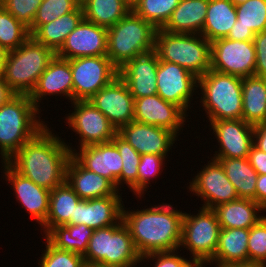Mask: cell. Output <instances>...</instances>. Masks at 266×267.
<instances>
[{"label":"cell","mask_w":266,"mask_h":267,"mask_svg":"<svg viewBox=\"0 0 266 267\" xmlns=\"http://www.w3.org/2000/svg\"><path fill=\"white\" fill-rule=\"evenodd\" d=\"M54 134L46 126L7 161L18 173L49 190L66 181L72 156L63 138Z\"/></svg>","instance_id":"cell-1"},{"label":"cell","mask_w":266,"mask_h":267,"mask_svg":"<svg viewBox=\"0 0 266 267\" xmlns=\"http://www.w3.org/2000/svg\"><path fill=\"white\" fill-rule=\"evenodd\" d=\"M125 209L124 205L123 222L141 257L149 253L179 249L184 212L169 203L150 205L136 211Z\"/></svg>","instance_id":"cell-2"},{"label":"cell","mask_w":266,"mask_h":267,"mask_svg":"<svg viewBox=\"0 0 266 267\" xmlns=\"http://www.w3.org/2000/svg\"><path fill=\"white\" fill-rule=\"evenodd\" d=\"M40 111L41 108L34 105L29 95H16L0 107V163L7 162L26 142L48 126L40 119Z\"/></svg>","instance_id":"cell-3"},{"label":"cell","mask_w":266,"mask_h":267,"mask_svg":"<svg viewBox=\"0 0 266 267\" xmlns=\"http://www.w3.org/2000/svg\"><path fill=\"white\" fill-rule=\"evenodd\" d=\"M154 50L159 60L178 64L197 78L211 69V42L201 34L157 29Z\"/></svg>","instance_id":"cell-4"},{"label":"cell","mask_w":266,"mask_h":267,"mask_svg":"<svg viewBox=\"0 0 266 267\" xmlns=\"http://www.w3.org/2000/svg\"><path fill=\"white\" fill-rule=\"evenodd\" d=\"M197 88L208 122L242 119V78L210 69L198 78Z\"/></svg>","instance_id":"cell-5"},{"label":"cell","mask_w":266,"mask_h":267,"mask_svg":"<svg viewBox=\"0 0 266 267\" xmlns=\"http://www.w3.org/2000/svg\"><path fill=\"white\" fill-rule=\"evenodd\" d=\"M157 29L132 10L108 28L106 56L119 69L134 57L153 51Z\"/></svg>","instance_id":"cell-6"},{"label":"cell","mask_w":266,"mask_h":267,"mask_svg":"<svg viewBox=\"0 0 266 267\" xmlns=\"http://www.w3.org/2000/svg\"><path fill=\"white\" fill-rule=\"evenodd\" d=\"M83 257L88 264L107 267H137V264H142L123 219L118 224L94 230Z\"/></svg>","instance_id":"cell-7"},{"label":"cell","mask_w":266,"mask_h":267,"mask_svg":"<svg viewBox=\"0 0 266 267\" xmlns=\"http://www.w3.org/2000/svg\"><path fill=\"white\" fill-rule=\"evenodd\" d=\"M55 55L30 36L20 47L8 52L3 73L6 83L17 95H30Z\"/></svg>","instance_id":"cell-8"},{"label":"cell","mask_w":266,"mask_h":267,"mask_svg":"<svg viewBox=\"0 0 266 267\" xmlns=\"http://www.w3.org/2000/svg\"><path fill=\"white\" fill-rule=\"evenodd\" d=\"M220 231L221 226L212 209L201 207L195 215L185 212L179 249L187 248L192 261L209 263L214 258Z\"/></svg>","instance_id":"cell-9"},{"label":"cell","mask_w":266,"mask_h":267,"mask_svg":"<svg viewBox=\"0 0 266 267\" xmlns=\"http://www.w3.org/2000/svg\"><path fill=\"white\" fill-rule=\"evenodd\" d=\"M73 101H88L118 76V68L106 56L70 59Z\"/></svg>","instance_id":"cell-10"},{"label":"cell","mask_w":266,"mask_h":267,"mask_svg":"<svg viewBox=\"0 0 266 267\" xmlns=\"http://www.w3.org/2000/svg\"><path fill=\"white\" fill-rule=\"evenodd\" d=\"M255 65L253 41L220 38L211 42V70L245 78L254 76Z\"/></svg>","instance_id":"cell-11"},{"label":"cell","mask_w":266,"mask_h":267,"mask_svg":"<svg viewBox=\"0 0 266 267\" xmlns=\"http://www.w3.org/2000/svg\"><path fill=\"white\" fill-rule=\"evenodd\" d=\"M72 113L65 118L69 128L78 134L79 148L106 143L111 141L117 134L116 128L107 117L88 101H73Z\"/></svg>","instance_id":"cell-12"},{"label":"cell","mask_w":266,"mask_h":267,"mask_svg":"<svg viewBox=\"0 0 266 267\" xmlns=\"http://www.w3.org/2000/svg\"><path fill=\"white\" fill-rule=\"evenodd\" d=\"M211 160V161H210ZM202 166L201 171L189 182V192L201 198L202 208L214 207L237 200L235 187L227 178L224 168L218 160L211 158Z\"/></svg>","instance_id":"cell-13"},{"label":"cell","mask_w":266,"mask_h":267,"mask_svg":"<svg viewBox=\"0 0 266 267\" xmlns=\"http://www.w3.org/2000/svg\"><path fill=\"white\" fill-rule=\"evenodd\" d=\"M156 77L157 94L162 99L179 106L185 113L193 108L190 104L193 95L198 93L197 77L178 64L161 60L158 63Z\"/></svg>","instance_id":"cell-14"},{"label":"cell","mask_w":266,"mask_h":267,"mask_svg":"<svg viewBox=\"0 0 266 267\" xmlns=\"http://www.w3.org/2000/svg\"><path fill=\"white\" fill-rule=\"evenodd\" d=\"M89 102L107 117L117 131L134 121V98L119 76L94 94Z\"/></svg>","instance_id":"cell-15"},{"label":"cell","mask_w":266,"mask_h":267,"mask_svg":"<svg viewBox=\"0 0 266 267\" xmlns=\"http://www.w3.org/2000/svg\"><path fill=\"white\" fill-rule=\"evenodd\" d=\"M218 151L211 158H248L253 145V125L243 119L210 121Z\"/></svg>","instance_id":"cell-16"},{"label":"cell","mask_w":266,"mask_h":267,"mask_svg":"<svg viewBox=\"0 0 266 267\" xmlns=\"http://www.w3.org/2000/svg\"><path fill=\"white\" fill-rule=\"evenodd\" d=\"M187 116L179 106L158 94L134 99V121L167 129L176 136L182 132Z\"/></svg>","instance_id":"cell-17"},{"label":"cell","mask_w":266,"mask_h":267,"mask_svg":"<svg viewBox=\"0 0 266 267\" xmlns=\"http://www.w3.org/2000/svg\"><path fill=\"white\" fill-rule=\"evenodd\" d=\"M72 156L87 170L109 179L118 190L121 187L122 157L112 141L87 145L77 149L67 145Z\"/></svg>","instance_id":"cell-18"},{"label":"cell","mask_w":266,"mask_h":267,"mask_svg":"<svg viewBox=\"0 0 266 267\" xmlns=\"http://www.w3.org/2000/svg\"><path fill=\"white\" fill-rule=\"evenodd\" d=\"M3 176L11 184L16 201L21 203L40 227L46 222L49 213L50 190L35 184L18 173L8 162L2 163Z\"/></svg>","instance_id":"cell-19"},{"label":"cell","mask_w":266,"mask_h":267,"mask_svg":"<svg viewBox=\"0 0 266 267\" xmlns=\"http://www.w3.org/2000/svg\"><path fill=\"white\" fill-rule=\"evenodd\" d=\"M108 28L82 19L56 53L64 59L102 56L107 53Z\"/></svg>","instance_id":"cell-20"},{"label":"cell","mask_w":266,"mask_h":267,"mask_svg":"<svg viewBox=\"0 0 266 267\" xmlns=\"http://www.w3.org/2000/svg\"><path fill=\"white\" fill-rule=\"evenodd\" d=\"M117 133L140 155L155 154L165 157L178 137L167 129L136 121L122 126Z\"/></svg>","instance_id":"cell-21"},{"label":"cell","mask_w":266,"mask_h":267,"mask_svg":"<svg viewBox=\"0 0 266 267\" xmlns=\"http://www.w3.org/2000/svg\"><path fill=\"white\" fill-rule=\"evenodd\" d=\"M159 58L155 50L138 55L118 70L134 99L157 94Z\"/></svg>","instance_id":"cell-22"},{"label":"cell","mask_w":266,"mask_h":267,"mask_svg":"<svg viewBox=\"0 0 266 267\" xmlns=\"http://www.w3.org/2000/svg\"><path fill=\"white\" fill-rule=\"evenodd\" d=\"M122 193L83 200L75 206L74 225L84 224L93 230L118 224L123 219Z\"/></svg>","instance_id":"cell-23"},{"label":"cell","mask_w":266,"mask_h":267,"mask_svg":"<svg viewBox=\"0 0 266 267\" xmlns=\"http://www.w3.org/2000/svg\"><path fill=\"white\" fill-rule=\"evenodd\" d=\"M59 94L60 96H65L64 98H68L69 102H73V81L70 61L55 55L45 71L40 75L29 97L39 109L41 100H45L47 95H55L57 97Z\"/></svg>","instance_id":"cell-24"},{"label":"cell","mask_w":266,"mask_h":267,"mask_svg":"<svg viewBox=\"0 0 266 267\" xmlns=\"http://www.w3.org/2000/svg\"><path fill=\"white\" fill-rule=\"evenodd\" d=\"M66 182L83 200L112 196L119 191L109 179L87 170L73 156L67 164Z\"/></svg>","instance_id":"cell-25"},{"label":"cell","mask_w":266,"mask_h":267,"mask_svg":"<svg viewBox=\"0 0 266 267\" xmlns=\"http://www.w3.org/2000/svg\"><path fill=\"white\" fill-rule=\"evenodd\" d=\"M209 0H180L164 31L181 34H201L206 19Z\"/></svg>","instance_id":"cell-26"},{"label":"cell","mask_w":266,"mask_h":267,"mask_svg":"<svg viewBox=\"0 0 266 267\" xmlns=\"http://www.w3.org/2000/svg\"><path fill=\"white\" fill-rule=\"evenodd\" d=\"M212 210L215 212L221 228L225 229H250L264 217V214L261 213L266 212L254 200L243 198L220 204Z\"/></svg>","instance_id":"cell-27"},{"label":"cell","mask_w":266,"mask_h":267,"mask_svg":"<svg viewBox=\"0 0 266 267\" xmlns=\"http://www.w3.org/2000/svg\"><path fill=\"white\" fill-rule=\"evenodd\" d=\"M249 229L221 228L214 258L208 263L224 267L233 263L248 262Z\"/></svg>","instance_id":"cell-28"},{"label":"cell","mask_w":266,"mask_h":267,"mask_svg":"<svg viewBox=\"0 0 266 267\" xmlns=\"http://www.w3.org/2000/svg\"><path fill=\"white\" fill-rule=\"evenodd\" d=\"M81 198L65 181L53 190H50L49 213L46 222L41 226L46 235L53 227L58 225L74 224L75 206Z\"/></svg>","instance_id":"cell-29"},{"label":"cell","mask_w":266,"mask_h":267,"mask_svg":"<svg viewBox=\"0 0 266 267\" xmlns=\"http://www.w3.org/2000/svg\"><path fill=\"white\" fill-rule=\"evenodd\" d=\"M84 18L81 4L72 12L58 17L50 23L39 26L31 37L57 53L63 46L67 36Z\"/></svg>","instance_id":"cell-30"},{"label":"cell","mask_w":266,"mask_h":267,"mask_svg":"<svg viewBox=\"0 0 266 267\" xmlns=\"http://www.w3.org/2000/svg\"><path fill=\"white\" fill-rule=\"evenodd\" d=\"M242 119L253 126L266 121L265 78H242Z\"/></svg>","instance_id":"cell-31"},{"label":"cell","mask_w":266,"mask_h":267,"mask_svg":"<svg viewBox=\"0 0 266 267\" xmlns=\"http://www.w3.org/2000/svg\"><path fill=\"white\" fill-rule=\"evenodd\" d=\"M235 5L230 0H209L201 35L209 42L226 38L237 20Z\"/></svg>","instance_id":"cell-32"},{"label":"cell","mask_w":266,"mask_h":267,"mask_svg":"<svg viewBox=\"0 0 266 267\" xmlns=\"http://www.w3.org/2000/svg\"><path fill=\"white\" fill-rule=\"evenodd\" d=\"M218 160L227 178L235 187L239 198L255 201L258 173L250 165L248 158H213Z\"/></svg>","instance_id":"cell-33"},{"label":"cell","mask_w":266,"mask_h":267,"mask_svg":"<svg viewBox=\"0 0 266 267\" xmlns=\"http://www.w3.org/2000/svg\"><path fill=\"white\" fill-rule=\"evenodd\" d=\"M83 16L89 22L109 28L131 10L126 0H80Z\"/></svg>","instance_id":"cell-34"},{"label":"cell","mask_w":266,"mask_h":267,"mask_svg":"<svg viewBox=\"0 0 266 267\" xmlns=\"http://www.w3.org/2000/svg\"><path fill=\"white\" fill-rule=\"evenodd\" d=\"M94 230L84 224L58 225L45 237L54 247L84 255Z\"/></svg>","instance_id":"cell-35"},{"label":"cell","mask_w":266,"mask_h":267,"mask_svg":"<svg viewBox=\"0 0 266 267\" xmlns=\"http://www.w3.org/2000/svg\"><path fill=\"white\" fill-rule=\"evenodd\" d=\"M180 0H139L132 11L156 29H162L170 19Z\"/></svg>","instance_id":"cell-36"},{"label":"cell","mask_w":266,"mask_h":267,"mask_svg":"<svg viewBox=\"0 0 266 267\" xmlns=\"http://www.w3.org/2000/svg\"><path fill=\"white\" fill-rule=\"evenodd\" d=\"M30 36L28 28L0 4V46L10 52L20 47Z\"/></svg>","instance_id":"cell-37"},{"label":"cell","mask_w":266,"mask_h":267,"mask_svg":"<svg viewBox=\"0 0 266 267\" xmlns=\"http://www.w3.org/2000/svg\"><path fill=\"white\" fill-rule=\"evenodd\" d=\"M122 157L121 186L126 184L137 198L138 166L141 155L118 133L111 140ZM124 183V184H123Z\"/></svg>","instance_id":"cell-38"},{"label":"cell","mask_w":266,"mask_h":267,"mask_svg":"<svg viewBox=\"0 0 266 267\" xmlns=\"http://www.w3.org/2000/svg\"><path fill=\"white\" fill-rule=\"evenodd\" d=\"M235 8V27L250 28L255 35L266 30V0H248Z\"/></svg>","instance_id":"cell-39"},{"label":"cell","mask_w":266,"mask_h":267,"mask_svg":"<svg viewBox=\"0 0 266 267\" xmlns=\"http://www.w3.org/2000/svg\"><path fill=\"white\" fill-rule=\"evenodd\" d=\"M79 5L80 0H42L32 26L28 29L30 35L39 26L50 23L58 17L74 11Z\"/></svg>","instance_id":"cell-40"},{"label":"cell","mask_w":266,"mask_h":267,"mask_svg":"<svg viewBox=\"0 0 266 267\" xmlns=\"http://www.w3.org/2000/svg\"><path fill=\"white\" fill-rule=\"evenodd\" d=\"M45 250H42L38 267H84L86 262L82 255L54 247L45 237Z\"/></svg>","instance_id":"cell-41"},{"label":"cell","mask_w":266,"mask_h":267,"mask_svg":"<svg viewBox=\"0 0 266 267\" xmlns=\"http://www.w3.org/2000/svg\"><path fill=\"white\" fill-rule=\"evenodd\" d=\"M165 156L155 154H143L140 158L138 166V178H137V197L143 198L144 192H147L150 179L158 178L163 171ZM158 176V177H157ZM147 188V190H146ZM143 195V196H142Z\"/></svg>","instance_id":"cell-42"},{"label":"cell","mask_w":266,"mask_h":267,"mask_svg":"<svg viewBox=\"0 0 266 267\" xmlns=\"http://www.w3.org/2000/svg\"><path fill=\"white\" fill-rule=\"evenodd\" d=\"M248 262L266 264V215L249 229Z\"/></svg>","instance_id":"cell-43"},{"label":"cell","mask_w":266,"mask_h":267,"mask_svg":"<svg viewBox=\"0 0 266 267\" xmlns=\"http://www.w3.org/2000/svg\"><path fill=\"white\" fill-rule=\"evenodd\" d=\"M41 2L42 0H2L0 4L29 29Z\"/></svg>","instance_id":"cell-44"},{"label":"cell","mask_w":266,"mask_h":267,"mask_svg":"<svg viewBox=\"0 0 266 267\" xmlns=\"http://www.w3.org/2000/svg\"><path fill=\"white\" fill-rule=\"evenodd\" d=\"M178 250L174 251H164V252H154L149 253L141 257V262H147L148 260H152L154 262L153 267H187L192 260L184 258L179 255Z\"/></svg>","instance_id":"cell-45"},{"label":"cell","mask_w":266,"mask_h":267,"mask_svg":"<svg viewBox=\"0 0 266 267\" xmlns=\"http://www.w3.org/2000/svg\"><path fill=\"white\" fill-rule=\"evenodd\" d=\"M253 44L256 52L254 75L266 79V30L254 36Z\"/></svg>","instance_id":"cell-46"},{"label":"cell","mask_w":266,"mask_h":267,"mask_svg":"<svg viewBox=\"0 0 266 267\" xmlns=\"http://www.w3.org/2000/svg\"><path fill=\"white\" fill-rule=\"evenodd\" d=\"M248 160L250 165L255 169L259 175L266 174V153L256 148L254 145L251 146L248 154Z\"/></svg>","instance_id":"cell-47"},{"label":"cell","mask_w":266,"mask_h":267,"mask_svg":"<svg viewBox=\"0 0 266 267\" xmlns=\"http://www.w3.org/2000/svg\"><path fill=\"white\" fill-rule=\"evenodd\" d=\"M253 145L266 153V121L253 127Z\"/></svg>","instance_id":"cell-48"},{"label":"cell","mask_w":266,"mask_h":267,"mask_svg":"<svg viewBox=\"0 0 266 267\" xmlns=\"http://www.w3.org/2000/svg\"><path fill=\"white\" fill-rule=\"evenodd\" d=\"M255 33L250 28L235 27L231 28L227 39L236 40V41H253Z\"/></svg>","instance_id":"cell-49"},{"label":"cell","mask_w":266,"mask_h":267,"mask_svg":"<svg viewBox=\"0 0 266 267\" xmlns=\"http://www.w3.org/2000/svg\"><path fill=\"white\" fill-rule=\"evenodd\" d=\"M255 202L266 211V174H258L255 191Z\"/></svg>","instance_id":"cell-50"},{"label":"cell","mask_w":266,"mask_h":267,"mask_svg":"<svg viewBox=\"0 0 266 267\" xmlns=\"http://www.w3.org/2000/svg\"><path fill=\"white\" fill-rule=\"evenodd\" d=\"M17 94L6 83L3 74H0V107L8 103Z\"/></svg>","instance_id":"cell-51"},{"label":"cell","mask_w":266,"mask_h":267,"mask_svg":"<svg viewBox=\"0 0 266 267\" xmlns=\"http://www.w3.org/2000/svg\"><path fill=\"white\" fill-rule=\"evenodd\" d=\"M224 267H266V264L258 262H241L226 265Z\"/></svg>","instance_id":"cell-52"},{"label":"cell","mask_w":266,"mask_h":267,"mask_svg":"<svg viewBox=\"0 0 266 267\" xmlns=\"http://www.w3.org/2000/svg\"><path fill=\"white\" fill-rule=\"evenodd\" d=\"M7 54L8 52L0 46V74L4 73Z\"/></svg>","instance_id":"cell-53"},{"label":"cell","mask_w":266,"mask_h":267,"mask_svg":"<svg viewBox=\"0 0 266 267\" xmlns=\"http://www.w3.org/2000/svg\"><path fill=\"white\" fill-rule=\"evenodd\" d=\"M207 265L209 264L205 262L192 261L187 267H206Z\"/></svg>","instance_id":"cell-54"},{"label":"cell","mask_w":266,"mask_h":267,"mask_svg":"<svg viewBox=\"0 0 266 267\" xmlns=\"http://www.w3.org/2000/svg\"><path fill=\"white\" fill-rule=\"evenodd\" d=\"M235 6H238L248 0H230Z\"/></svg>","instance_id":"cell-55"},{"label":"cell","mask_w":266,"mask_h":267,"mask_svg":"<svg viewBox=\"0 0 266 267\" xmlns=\"http://www.w3.org/2000/svg\"><path fill=\"white\" fill-rule=\"evenodd\" d=\"M84 267H107V266H101V265H98V264H88V263H86Z\"/></svg>","instance_id":"cell-56"},{"label":"cell","mask_w":266,"mask_h":267,"mask_svg":"<svg viewBox=\"0 0 266 267\" xmlns=\"http://www.w3.org/2000/svg\"><path fill=\"white\" fill-rule=\"evenodd\" d=\"M139 0H126V2L132 7Z\"/></svg>","instance_id":"cell-57"}]
</instances>
